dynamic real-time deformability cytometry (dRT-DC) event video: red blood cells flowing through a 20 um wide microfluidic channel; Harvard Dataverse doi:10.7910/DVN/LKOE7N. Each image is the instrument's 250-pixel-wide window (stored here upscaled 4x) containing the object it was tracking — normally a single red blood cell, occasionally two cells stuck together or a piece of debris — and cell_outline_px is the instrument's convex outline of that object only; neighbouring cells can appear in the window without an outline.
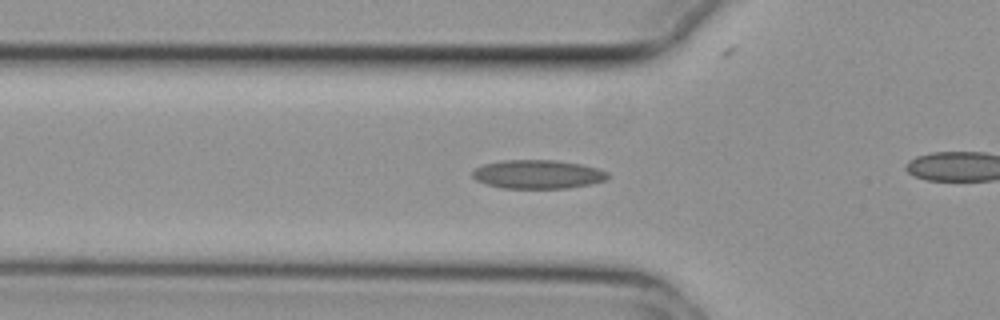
{"species": "common noctule bat (a hibernating species)", "species_latin": "Nyctalus noctula", "temperature_condition": "cold", "stored_images_in_passage": 43, "camera_frame_rate_fps": 3000, "um_per_image_px": 0.085, "animal": {"sex": "female", "body_mass_g": 29.2, "forearm_length_mm": 56.3}, "frame": {"image": 1, "passage_image": 18, "time_ms": 5.667, "image_size_px": [1000, 320], "cell_outline_px": [[608, 176], [604, 180], [592, 184], [568, 188], [500, 188], [476, 180], [472, 176], [472, 172], [476, 168], [484, 164], [504, 160], [556, 160], [580, 164], [596, 168], [608, 172]], "centroid_in_image_um": [45.71, 14.81], "position_along_channel_um": 80.1, "area_um2": 22.54}}
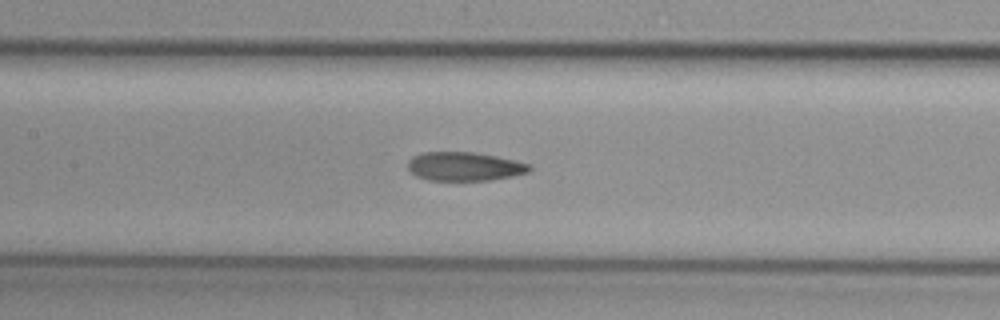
{"frame": {"image": 2, "passage_image": 25, "time_ms": 8.0, "image_size_px": [1000, 320], "cell_outline_px": [[532, 168], [528, 172], [512, 176], [488, 180], [428, 180], [416, 176], [408, 168], [408, 160], [412, 156], [424, 152], [476, 152], [496, 156], [532, 164]], "centroid_in_image_um": [39.48, 14.14], "position_along_channel_um": 167.9, "area_um2": 20.4}}
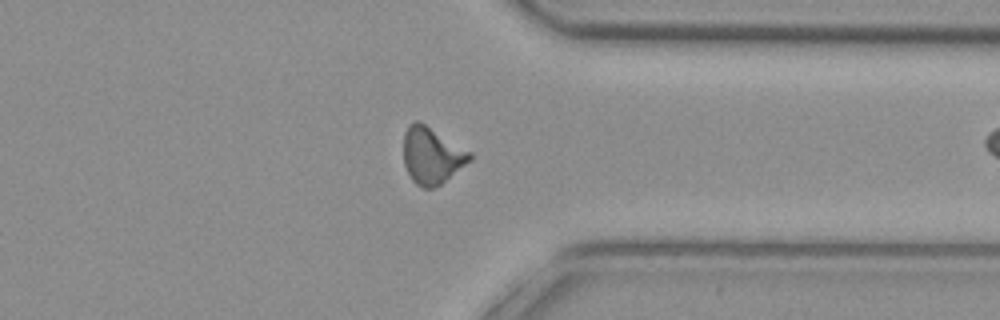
{"frame": {"image": 3, "passage_image": 42, "time_ms": 13.667, "image_size_px": [1000, 320], "cell_outline_px": [[472, 160], [440, 184], [432, 188], [424, 188], [416, 184], [412, 180], [404, 164], [404, 132], [408, 124], [416, 120], [420, 120], [472, 152]], "centroid_in_image_um": [36.7, 13.18], "position_along_channel_um": 374.7, "area_um2": 22.02}}